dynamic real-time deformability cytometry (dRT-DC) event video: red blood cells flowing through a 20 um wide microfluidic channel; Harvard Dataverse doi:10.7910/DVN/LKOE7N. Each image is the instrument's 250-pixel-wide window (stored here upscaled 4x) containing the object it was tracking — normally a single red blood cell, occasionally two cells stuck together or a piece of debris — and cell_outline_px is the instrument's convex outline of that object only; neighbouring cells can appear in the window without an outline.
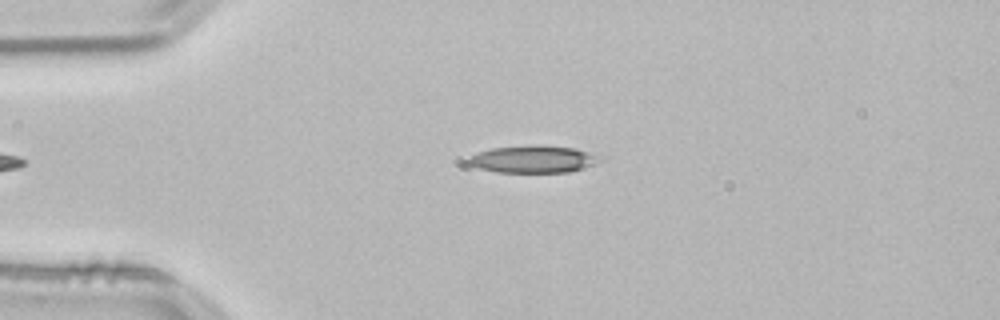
{"species": "common noctule bat (a hibernating species)", "species_latin": "Nyctalus noctula", "temperature_condition": "room temperature", "stored_images_in_passage": 41, "camera_frame_rate_fps": 3000, "um_per_image_px": 0.085, "animal": {"sex": "male", "body_mass_g": 21.5, "forearm_length_mm": 52.0}, "frame": {"image": 1, "passage_image": 7, "time_ms": 2.0, "image_size_px": [1000, 320], "cell_outline_px": [[592, 164], [584, 168], [568, 172], [496, 172], [480, 168], [468, 164], [468, 160], [472, 156], [480, 152], [492, 148], [576, 148], [588, 152], [592, 156]], "centroid_in_image_um": [45.2, 13.59], "position_along_channel_um": 39.8, "area_um2": 19.02}}
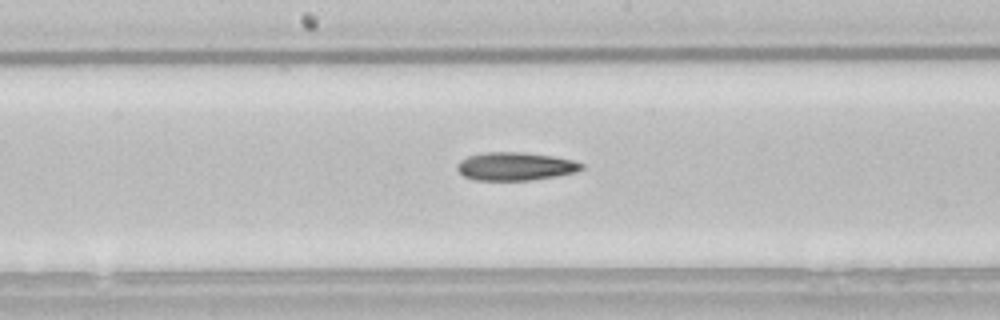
{"frame": {"image": 2, "passage_image": 22, "time_ms": 7.0, "image_size_px": [1000, 320], "cell_outline_px": [[584, 168], [576, 172], [556, 176], [532, 180], [476, 180], [464, 176], [456, 168], [456, 164], [460, 160], [468, 156], [484, 152], [520, 152], [552, 156], [572, 160], [584, 164]], "centroid_in_image_um": [43.79, 14.14], "position_along_channel_um": 204.4, "area_um2": 20.4}}
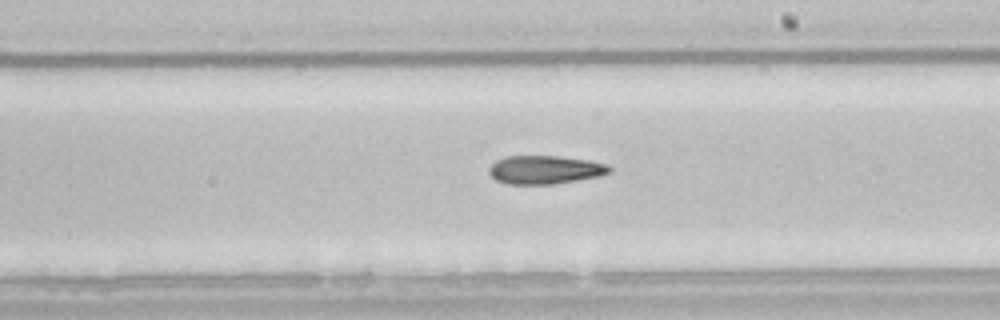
{"frame": {"image": 3, "passage_image": 25, "time_ms": 8.0, "image_size_px": [1000, 320], "cell_outline_px": [[612, 172], [600, 176], [556, 184], [508, 184], [496, 180], [488, 172], [488, 168], [496, 160], [504, 156], [556, 156], [588, 160], [604, 164], [612, 168]], "centroid_in_image_um": [46.31, 14.43], "position_along_channel_um": 242.7, "area_um2": 20.0}, "authors_computed_cell_mechanics": {"area_um2": 19.941, "velocity_mm_per_s": 3.8472, "shape_relaxation_time_tau1_ms": 8.9511, "shape_relaxation_time_tau2_ms": null, "deformation_change_tau1": 0.2162, "deformation_change_tau2": null}}